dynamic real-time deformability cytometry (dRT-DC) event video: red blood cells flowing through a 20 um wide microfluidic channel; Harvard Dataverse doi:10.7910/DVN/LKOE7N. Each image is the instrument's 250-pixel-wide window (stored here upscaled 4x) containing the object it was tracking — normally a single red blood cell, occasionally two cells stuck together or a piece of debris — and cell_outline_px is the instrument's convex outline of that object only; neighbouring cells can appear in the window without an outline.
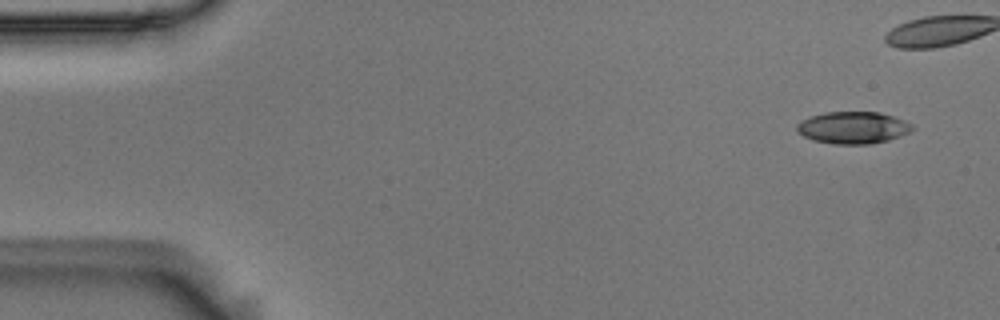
{"species": "Egyptian fruit bat (a non-hibernating species)", "species_latin": "Rousettus aegyptiacus", "temperature_condition": "room temperature", "stored_images_in_passage": 7, "camera_frame_rate_fps": 3000, "um_per_image_px": 0.085, "animal": {"sex": "male"}, "frame": {"image": 1, "passage_image": 1, "time_ms": 0.0, "image_size_px": [1000, 320], "cell_outline_px": [[912, 128], [908, 132], [900, 136], [888, 140], [872, 144], [832, 144], [812, 140], [796, 132], [796, 124], [800, 120], [824, 112], [880, 112], [904, 120], [912, 124]], "centroid_in_image_um": [72.46, 10.85], "position_along_channel_um": 12.5, "area_um2": 21.62}}
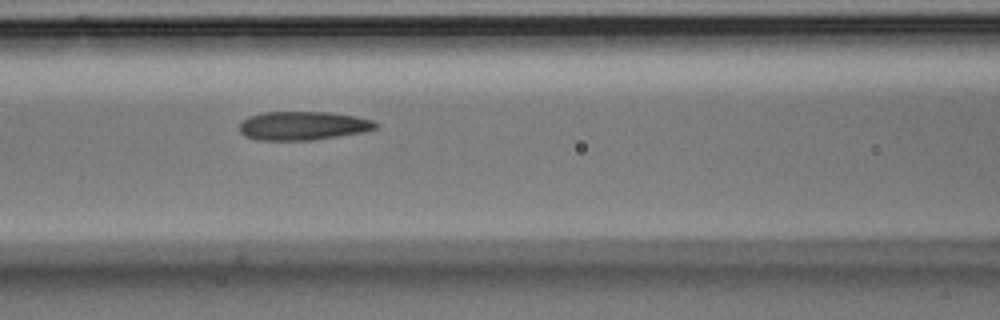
{"frame": {"image": 2, "passage_image": 7, "time_ms": 2.0, "image_size_px": [1000, 320], "cell_outline_px": [[376, 128], [364, 132], [312, 140], [256, 140], [244, 136], [240, 132], [240, 124], [248, 116], [264, 112], [328, 112], [356, 116], [372, 120], [376, 124]], "centroid_in_image_um": [25.72, 10.69], "position_along_channel_um": 140.9, "area_um2": 22.72}}